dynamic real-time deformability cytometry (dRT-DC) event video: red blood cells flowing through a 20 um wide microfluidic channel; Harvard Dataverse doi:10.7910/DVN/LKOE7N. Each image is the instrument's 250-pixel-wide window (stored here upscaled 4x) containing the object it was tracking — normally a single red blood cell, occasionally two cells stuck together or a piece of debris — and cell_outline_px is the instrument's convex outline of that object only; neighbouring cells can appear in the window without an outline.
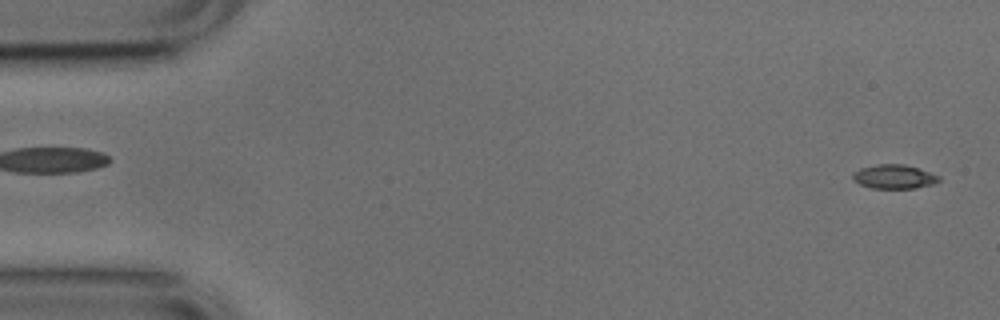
{"species": "common noctule bat (a hibernating species)", "species_latin": "Nyctalus noctula", "temperature_condition": "cold", "stored_images_in_passage": 53, "camera_frame_rate_fps": 3000, "um_per_image_px": 0.085, "animal": {"sex": "male", "body_mass_g": 17.9, "forearm_length_mm": 54.2}, "frame": {"image": 1, "passage_image": 2, "time_ms": 0.333, "image_size_px": [1000, 320], "cell_outline_px": [[940, 180], [932, 184], [916, 188], [872, 188], [860, 184], [852, 176], [852, 172], [860, 168], [880, 164], [904, 164], [940, 176]], "centroid_in_image_um": [75.99, 15.02], "position_along_channel_um": 9.0, "area_um2": 11.85}}
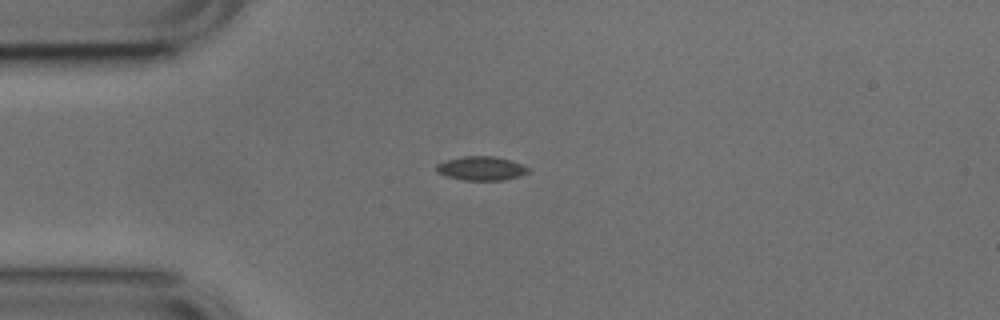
{"frame": {"image": 2, "passage_image": 13, "time_ms": 4.0, "image_size_px": [1000, 320], "cell_outline_px": [[528, 172], [520, 176], [504, 180], [464, 180], [444, 176], [436, 172], [436, 164], [444, 160], [464, 156], [492, 156], [508, 160], [520, 164], [528, 168]], "centroid_in_image_um": [40.83, 14.32], "position_along_channel_um": 44.2, "area_um2": 12.77}}
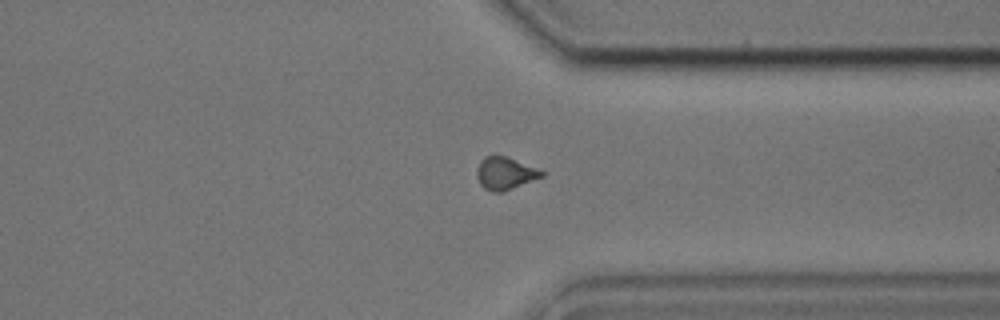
{"frame": {"image": 3, "passage_image": 40, "time_ms": 13.0, "image_size_px": [1000, 320], "cell_outline_px": [[544, 176], [504, 192], [492, 192], [484, 188], [480, 184], [476, 176], [476, 168], [480, 160], [484, 156], [504, 156], [544, 172]], "centroid_in_image_um": [42.88, 14.76], "position_along_channel_um": 368.5, "area_um2": 12.14}, "authors_computed_cell_mechanics": {"area_um2": 11.9646, "velocity_mm_per_s": 3.7896, "shape_relaxation_time_tau1_ms": 9.0165, "shape_relaxation_time_tau2_ms": 3.4261, "deformation_change_tau1": 0.183, "deformation_change_tau2": 0.09}}